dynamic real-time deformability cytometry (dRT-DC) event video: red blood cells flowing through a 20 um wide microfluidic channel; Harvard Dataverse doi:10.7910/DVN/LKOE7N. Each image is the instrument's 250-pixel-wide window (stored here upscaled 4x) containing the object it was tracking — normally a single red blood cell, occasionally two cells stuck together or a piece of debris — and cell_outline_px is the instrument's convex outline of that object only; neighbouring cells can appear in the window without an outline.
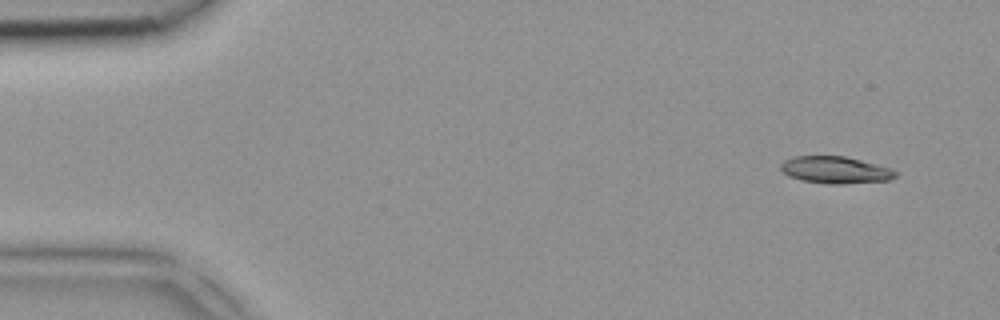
{"species": "common noctule bat (a hibernating species)", "species_latin": "Nyctalus noctula", "temperature_condition": "room temperature", "stored_images_in_passage": 4, "segment_of_instrument_passage": [1, 2], "camera_frame_rate_fps": 3000, "um_per_image_px": 0.085, "animal": {"sex": "female", "body_mass_g": 18.4}, "frame": {"image": 1, "passage_image": 1, "time_ms": 0.0, "image_size_px": [1000, 320], "cell_outline_px": [[896, 176], [892, 180], [844, 184], [828, 184], [800, 180], [788, 176], [780, 168], [780, 164], [784, 160], [792, 156], [844, 156], [892, 168], [896, 172]], "centroid_in_image_um": [71.0, 14.45], "position_along_channel_um": 14.0, "area_um2": 18.21}}